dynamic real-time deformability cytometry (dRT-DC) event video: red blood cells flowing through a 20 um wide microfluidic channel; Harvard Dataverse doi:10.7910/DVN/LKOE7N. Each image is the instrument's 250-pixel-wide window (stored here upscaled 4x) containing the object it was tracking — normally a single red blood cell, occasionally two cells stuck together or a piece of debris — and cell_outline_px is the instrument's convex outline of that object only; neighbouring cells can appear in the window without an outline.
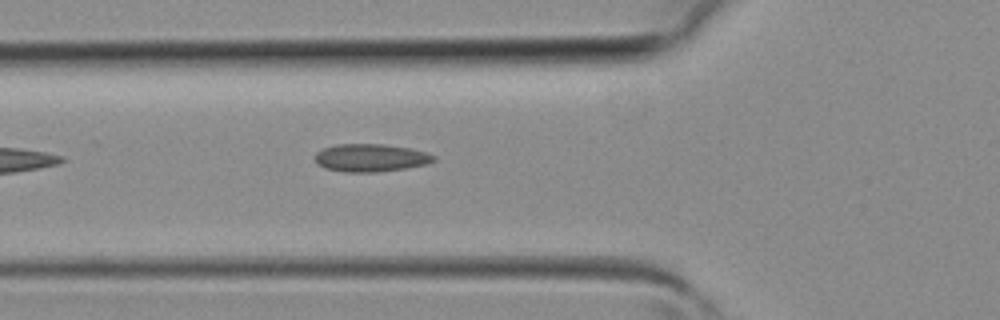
{"species": "common noctule bat (a hibernating species)", "species_latin": "Nyctalus noctula", "temperature_condition": "room temperature", "stored_images_in_passage": 2, "camera_frame_rate_fps": 3000, "um_per_image_px": 0.085, "animal": {"sex": "female", "body_mass_g": 19.3, "forearm_length_mm": 54.1}, "frame": {"image": 1, "passage_image": 2, "time_ms": 0.333, "image_size_px": [1000, 320], "cell_outline_px": [[436, 160], [428, 164], [404, 168], [376, 172], [344, 172], [324, 168], [316, 164], [316, 152], [324, 148], [336, 144], [384, 144], [412, 148], [428, 152], [436, 156]], "centroid_in_image_um": [31.54, 13.41], "position_along_channel_um": 94.3, "area_um2": 19.42}}